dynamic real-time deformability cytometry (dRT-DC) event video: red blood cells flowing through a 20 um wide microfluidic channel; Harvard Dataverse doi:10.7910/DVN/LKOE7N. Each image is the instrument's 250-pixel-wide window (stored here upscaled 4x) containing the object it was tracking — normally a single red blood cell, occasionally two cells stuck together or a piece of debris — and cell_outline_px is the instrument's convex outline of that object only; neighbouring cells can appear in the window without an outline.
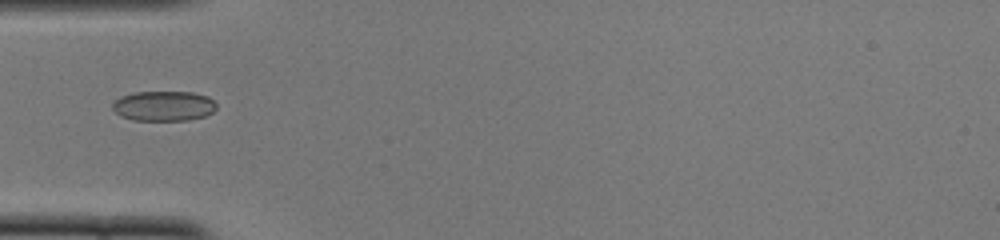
{"species": "common noctule bat (a hibernating species)", "species_latin": "Nyctalus noctula", "temperature_condition": "cold", "stored_images_in_passage": 35, "camera_frame_rate_fps": 3000, "um_per_image_px": 0.085, "animal": {"sex": "female", "body_mass_g": 22.0, "forearm_length_mm": 56.7}, "frame": {"image": 1, "passage_image": 1, "time_ms": 0.0, "image_size_px": [1000, 240], "cell_outline_px": [[216, 108], [212, 112], [204, 116], [188, 120], [132, 120], [120, 116], [112, 108], [112, 104], [120, 96], [136, 92], [192, 92], [208, 96], [216, 104]], "centroid_in_image_um": [13.9, 9.0], "position_along_channel_um": 71.1, "area_um2": 18.15}}
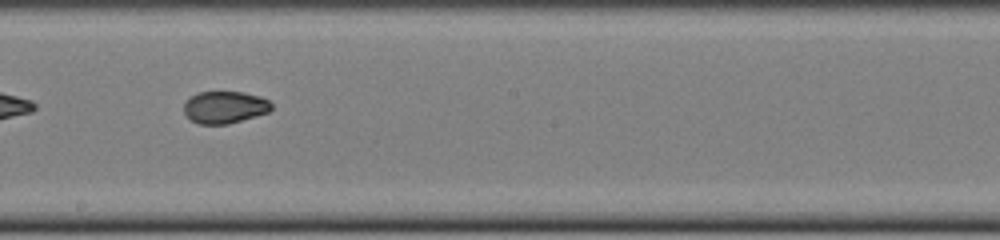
{"frame": {"image": 2, "passage_image": 13, "time_ms": 4.0, "image_size_px": [1000, 240], "cell_outline_px": [[272, 108], [268, 112], [228, 124], [196, 124], [184, 112], [184, 104], [196, 92], [244, 92], [260, 96], [268, 100], [272, 104]], "centroid_in_image_um": [19.11, 9.11], "position_along_channel_um": 229.1, "area_um2": 16.3}}
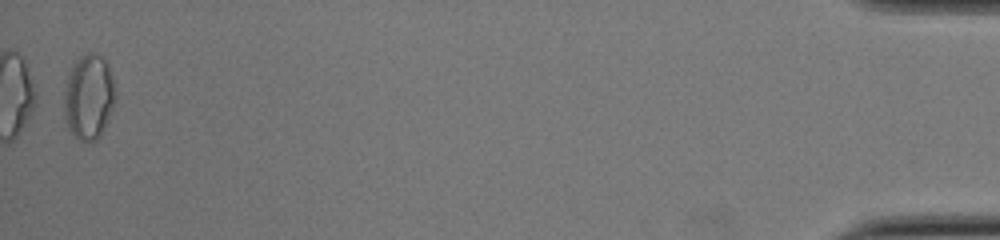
{"frame": {"image": 3, "passage_image": 35, "time_ms": 11.333, "image_size_px": [1000, 240], "cell_outline_px": [[116, 96], [108, 120], [100, 136], [96, 140], [80, 140], [68, 128], [64, 120], [64, 92], [68, 76], [76, 60], [84, 52], [96, 52], [104, 56], [108, 64], [112, 76], [116, 92]], "centroid_in_image_um": [7.56, 8.19], "position_along_channel_um": 427.6, "area_um2": 25.61}}